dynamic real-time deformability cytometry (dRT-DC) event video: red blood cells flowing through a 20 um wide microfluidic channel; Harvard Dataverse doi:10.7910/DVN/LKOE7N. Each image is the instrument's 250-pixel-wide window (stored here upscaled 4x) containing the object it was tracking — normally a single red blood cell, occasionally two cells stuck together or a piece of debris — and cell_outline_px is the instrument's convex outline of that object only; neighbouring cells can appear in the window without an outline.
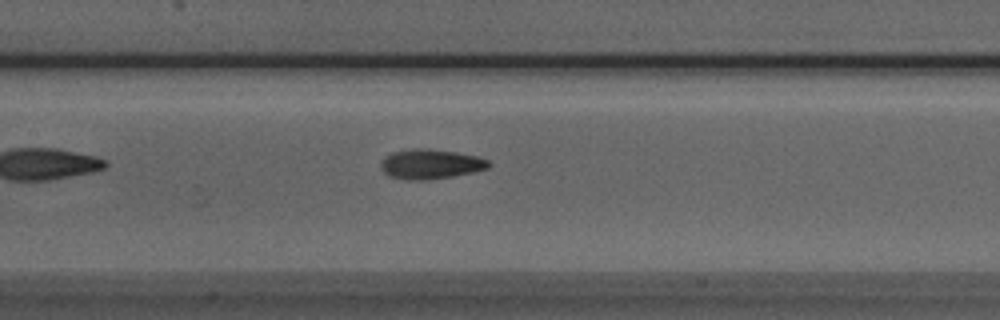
{"species": "Egyptian fruit bat (a non-hibernating species)", "species_latin": "Rousettus aegyptiacus", "temperature_condition": "room temperature", "stored_images_in_passage": 38, "camera_frame_rate_fps": 3000, "um_per_image_px": 0.085, "animal": {"sex": "male"}, "frame": {"image": 1, "passage_image": 10, "time_ms": 3.0, "image_size_px": [1000, 320], "cell_outline_px": [[492, 164], [488, 168], [472, 172], [452, 176], [428, 180], [408, 180], [388, 176], [380, 168], [380, 160], [384, 156], [392, 152], [412, 148], [428, 148], [456, 152], [476, 156], [488, 160]], "centroid_in_image_um": [36.55, 13.94], "position_along_channel_um": 170.9, "area_um2": 18.9}}
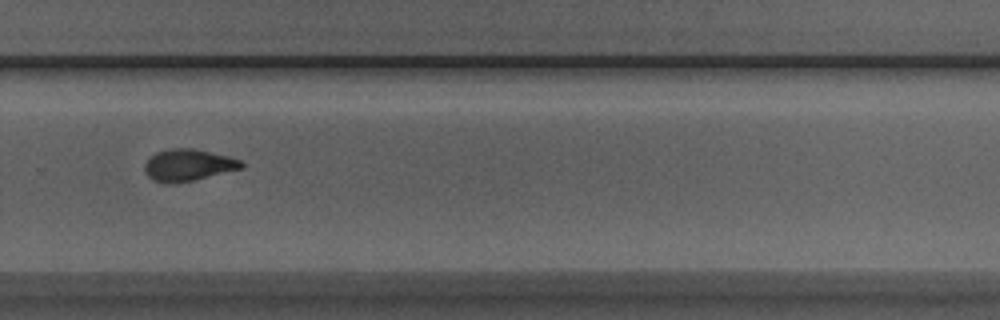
{"frame": {"image": 2, "passage_image": 21, "time_ms": 6.667, "image_size_px": [1000, 320], "cell_outline_px": [[244, 168], [192, 180], [168, 184], [152, 180], [144, 172], [144, 164], [148, 156], [156, 152], [172, 148], [192, 148], [228, 156], [240, 160], [244, 164]], "centroid_in_image_um": [15.95, 14.03], "position_along_channel_um": 313.9, "area_um2": 17.98}}
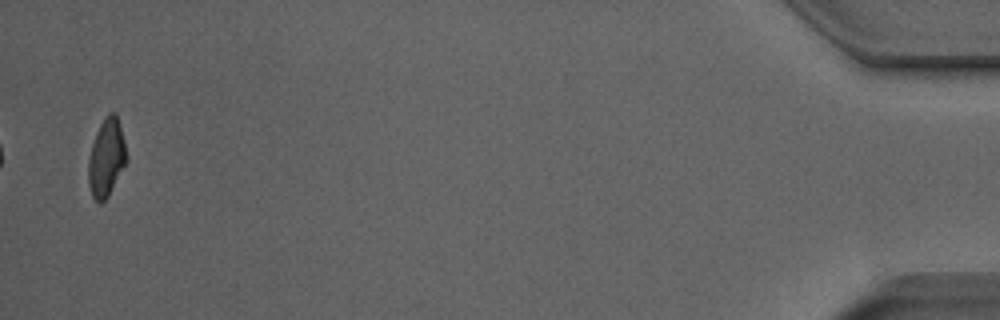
{"frame": {"image": 3, "passage_image": 37, "time_ms": 12.0, "image_size_px": [1000, 320], "cell_outline_px": [[128, 160], [108, 196], [100, 204], [92, 196], [88, 184], [88, 160], [92, 144], [96, 132], [104, 116], [108, 112], [116, 112], [124, 140]], "centroid_in_image_um": [9.04, 13.39], "position_along_channel_um": 426.2, "area_um2": 17.4}, "authors_computed_cell_mechanics": {"area_um2": 17.918, "velocity_mm_per_s": 3.9226, "shape_relaxation_time_tau1_ms": 5.0558, "shape_relaxation_time_tau2_ms": 3.0577, "deformation_change_tau1": 0.1548, "deformation_change_tau2": 0.1054}}